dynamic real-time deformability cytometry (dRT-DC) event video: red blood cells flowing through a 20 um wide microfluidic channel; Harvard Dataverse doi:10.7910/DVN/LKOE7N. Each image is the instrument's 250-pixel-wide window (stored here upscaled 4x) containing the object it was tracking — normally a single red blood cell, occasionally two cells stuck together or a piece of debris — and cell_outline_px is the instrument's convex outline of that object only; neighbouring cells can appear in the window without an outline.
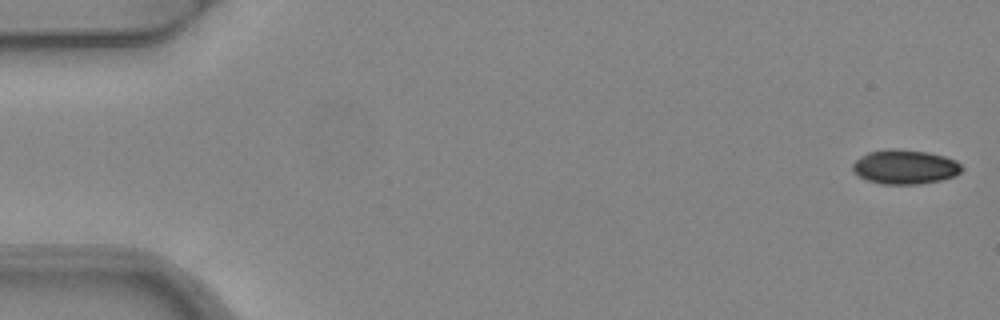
{"species": "common noctule bat (a hibernating species)", "species_latin": "Nyctalus noctula", "temperature_condition": "warm", "stored_images_in_passage": 5, "camera_frame_rate_fps": 3000, "um_per_image_px": 0.085, "animal": {"sex": "female", "body_mass_g": 24.6, "forearm_length_mm": 56.2}, "frame": {"image": 1, "passage_image": 1, "time_ms": 0.0, "image_size_px": [1000, 320], "cell_outline_px": [[964, 168], [956, 176], [940, 180], [920, 184], [884, 184], [868, 180], [860, 176], [852, 168], [852, 164], [860, 156], [868, 152], [888, 148], [896, 148], [928, 152], [944, 156], [956, 160]], "centroid_in_image_um": [76.95, 14.17], "position_along_channel_um": 8.1, "area_um2": 21.91}}
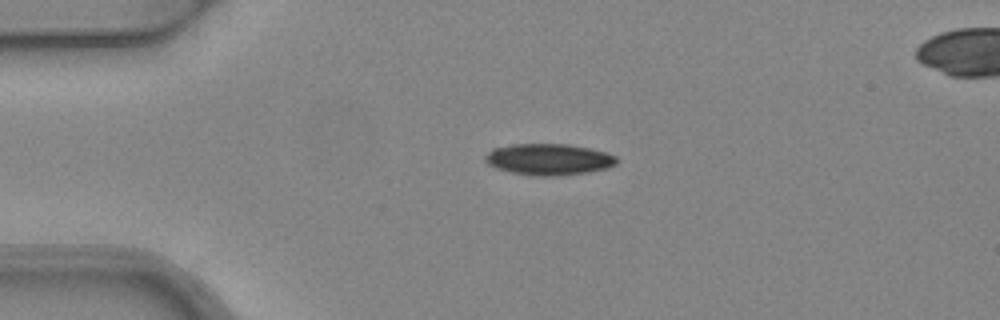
{"frame": {"image": 2, "passage_image": 4, "time_ms": 1.0, "image_size_px": [1000, 320], "cell_outline_px": [[620, 160], [616, 164], [608, 168], [588, 172], [556, 176], [528, 176], [496, 168], [488, 164], [484, 160], [484, 156], [492, 148], [512, 144], [568, 144], [588, 148], [604, 152], [616, 156]], "centroid_in_image_um": [46.63, 13.55], "position_along_channel_um": 38.4, "area_um2": 24.22}}